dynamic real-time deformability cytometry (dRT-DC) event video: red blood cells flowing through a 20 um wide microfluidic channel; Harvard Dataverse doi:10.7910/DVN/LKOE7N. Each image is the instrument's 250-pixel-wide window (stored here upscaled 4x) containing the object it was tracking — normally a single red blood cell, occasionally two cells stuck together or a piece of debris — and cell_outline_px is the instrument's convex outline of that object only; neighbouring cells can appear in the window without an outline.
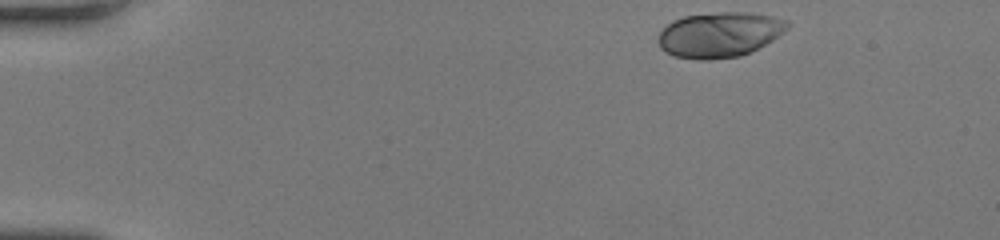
{"species": "human", "species_latin": "Homo sapiens", "temperature_condition": "room temperature", "stored_images_in_passage": 13, "camera_frame_rate_fps": 3000, "um_per_image_px": 0.085, "donor": {"sex": "female"}, "frame": {"image": 1, "passage_image": 1, "time_ms": 0.0, "image_size_px": [1000, 240], "cell_outline_px": [[792, 24], [784, 32], [772, 40], [740, 56], [708, 60], [700, 60], [676, 56], [664, 52], [660, 48], [660, 32], [672, 20], [684, 16], [720, 12], [748, 12], [772, 16], [788, 20]], "centroid_in_image_um": [61.18, 2.93], "position_along_channel_um": 23.8, "area_um2": 33.87}}
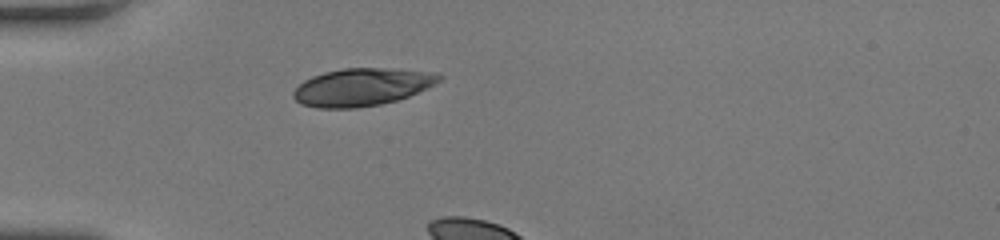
{"frame": {"image": 2, "passage_image": 10, "time_ms": 3.0, "image_size_px": [1000, 240], "cell_outline_px": [[444, 76], [440, 80], [408, 96], [396, 100], [380, 104], [356, 108], [316, 108], [300, 104], [292, 96], [292, 92], [304, 80], [312, 76], [324, 72], [344, 68], [384, 68], [420, 72]], "centroid_in_image_um": [30.64, 7.41], "position_along_channel_um": 54.4, "area_um2": 31.33}}